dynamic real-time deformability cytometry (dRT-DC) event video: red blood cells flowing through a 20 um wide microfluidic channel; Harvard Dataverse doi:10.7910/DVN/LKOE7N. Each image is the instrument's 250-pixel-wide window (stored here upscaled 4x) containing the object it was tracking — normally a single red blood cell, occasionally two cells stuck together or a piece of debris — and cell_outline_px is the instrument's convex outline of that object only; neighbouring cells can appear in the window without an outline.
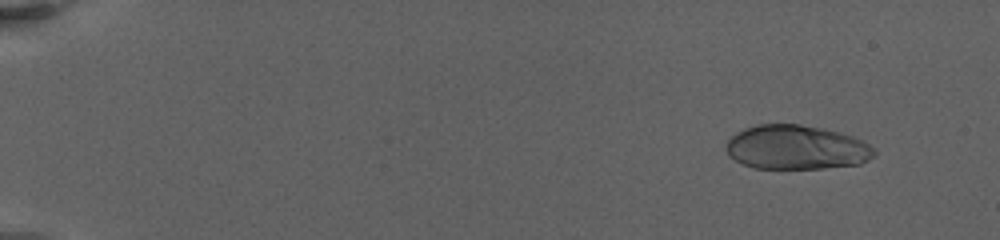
{"species": "human", "species_latin": "Homo sapiens", "temperature_condition": "warm", "stored_images_in_passage": 30, "camera_frame_rate_fps": 3000, "um_per_image_px": 0.085, "donor": {"sex": "female"}, "frame": {"image": 1, "passage_image": 5, "time_ms": 1.667, "image_size_px": [1000, 240], "cell_outline_px": [[876, 152], [868, 160], [860, 164], [824, 168], [756, 168], [744, 164], [736, 160], [728, 152], [728, 140], [736, 132], [744, 128], [756, 124], [800, 124], [824, 128], [840, 132], [852, 136], [876, 148]], "centroid_in_image_um": [67.73, 12.51], "position_along_channel_um": 17.3, "area_um2": 38.03}}
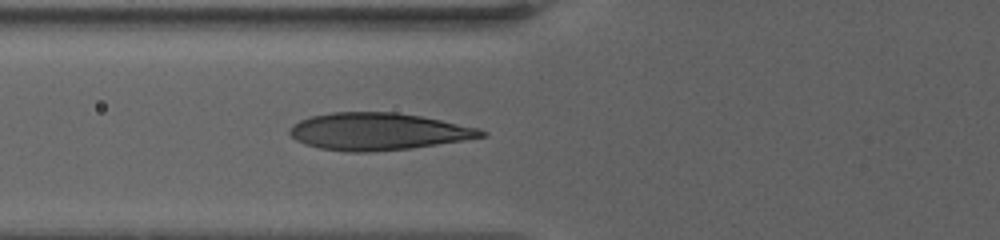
{"frame": {"image": 2, "passage_image": 23, "time_ms": 9.0, "image_size_px": [1000, 240], "cell_outline_px": [[488, 136], [464, 140], [408, 148], [368, 152], [348, 152], [320, 148], [304, 144], [296, 140], [288, 132], [288, 128], [292, 124], [300, 120], [312, 116], [332, 112], [396, 112], [420, 116], [480, 128], [488, 132]], "centroid_in_image_um": [32.12, 11.17], "position_along_channel_um": 93.7, "area_um2": 41.44}}
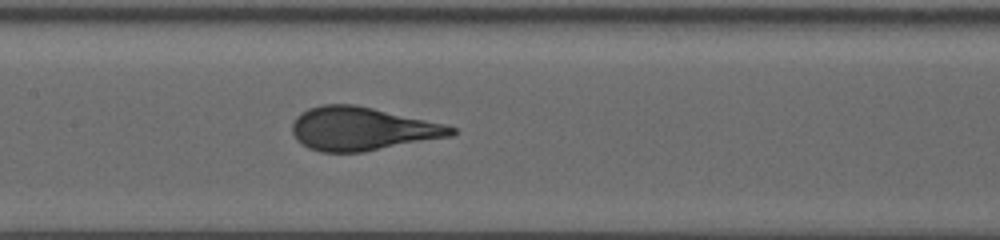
{"frame": {"image": 3, "passage_image": 30, "time_ms": 11.667, "image_size_px": [1000, 240], "cell_outline_px": [[460, 132], [452, 136], [364, 152], [320, 152], [308, 148], [296, 140], [292, 132], [292, 124], [296, 116], [308, 108], [320, 104], [356, 104], [444, 124], [456, 128]], "centroid_in_image_um": [30.77, 10.95], "position_along_channel_um": 176.6, "area_um2": 40.46}}